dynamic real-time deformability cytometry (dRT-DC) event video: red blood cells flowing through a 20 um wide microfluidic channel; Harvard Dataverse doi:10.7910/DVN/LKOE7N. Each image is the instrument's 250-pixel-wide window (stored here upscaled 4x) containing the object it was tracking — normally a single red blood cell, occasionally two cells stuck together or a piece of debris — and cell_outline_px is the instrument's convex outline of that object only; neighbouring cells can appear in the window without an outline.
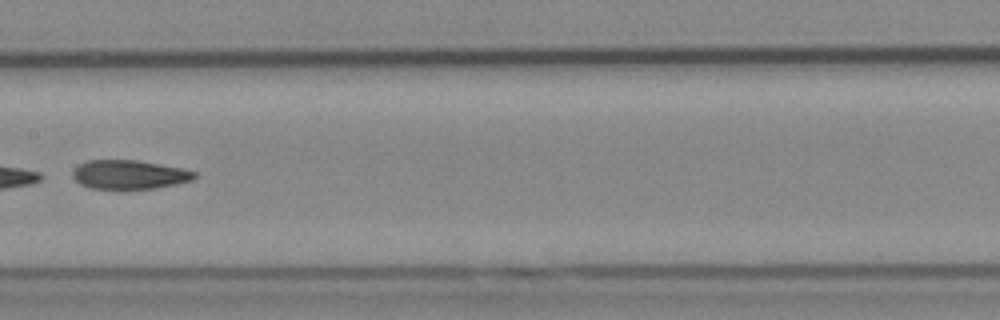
{"species": "Egyptian fruit bat (a non-hibernating species)", "species_latin": "Rousettus aegyptiacus", "temperature_condition": "cold", "stored_images_in_passage": 8, "camera_frame_rate_fps": 3000, "um_per_image_px": 0.085, "animal": {"sex": "female"}, "frame": {"image": 1, "passage_image": 7, "time_ms": 7.0, "image_size_px": [1000, 320], "cell_outline_px": [[196, 176], [192, 180], [176, 184], [156, 188], [88, 188], [80, 184], [72, 176], [72, 172], [80, 164], [88, 160], [136, 160], [160, 164], [180, 168], [196, 172]], "centroid_in_image_um": [10.98, 14.83], "position_along_channel_um": 196.4, "area_um2": 20.29}}